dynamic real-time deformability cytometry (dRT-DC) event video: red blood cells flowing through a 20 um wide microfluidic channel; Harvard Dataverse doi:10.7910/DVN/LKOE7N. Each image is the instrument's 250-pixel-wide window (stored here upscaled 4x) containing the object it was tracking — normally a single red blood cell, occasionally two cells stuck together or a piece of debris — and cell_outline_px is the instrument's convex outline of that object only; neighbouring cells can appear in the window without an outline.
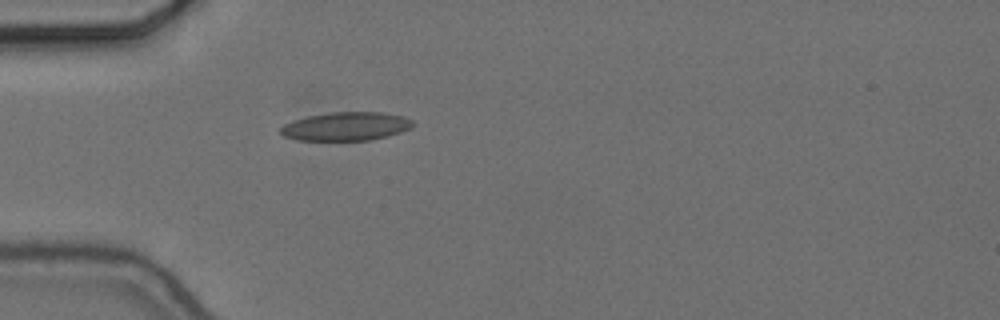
{"species": "common noctule bat (a hibernating species)", "species_latin": "Nyctalus noctula", "temperature_condition": "cold", "stored_images_in_passage": 15, "camera_frame_rate_fps": 3000, "um_per_image_px": 0.085, "animal": {"sex": "female", "body_mass_g": 24.6, "forearm_length_mm": 56.2}, "frame": {"image": 1, "passage_image": 1, "time_ms": 0.0, "image_size_px": [1000, 320], "cell_outline_px": [[416, 124], [412, 128], [388, 136], [368, 140], [296, 140], [284, 136], [280, 132], [280, 128], [284, 124], [308, 116], [332, 112], [384, 112], [404, 116], [412, 120]], "centroid_in_image_um": [29.46, 10.74], "position_along_channel_um": 55.5, "area_um2": 22.02}}
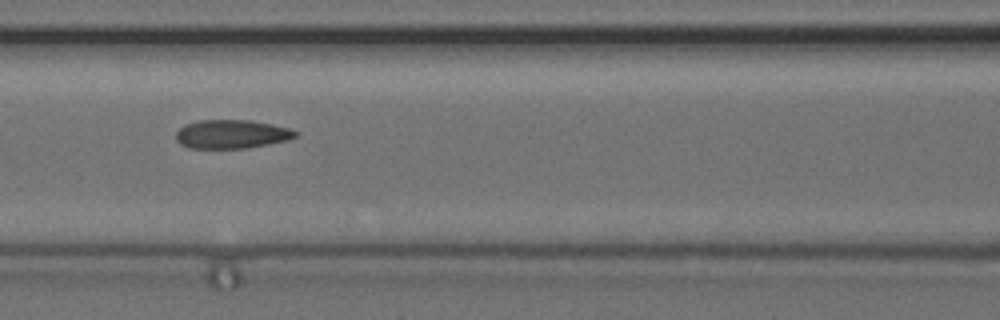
{"frame": {"image": 2, "passage_image": 9, "time_ms": 2.667, "image_size_px": [1000, 320], "cell_outline_px": [[300, 136], [288, 140], [268, 144], [244, 148], [188, 148], [180, 144], [176, 140], [176, 132], [184, 124], [200, 120], [252, 120], [292, 128], [300, 132]], "centroid_in_image_um": [19.74, 11.39], "position_along_channel_um": 146.9, "area_um2": 20.29}}
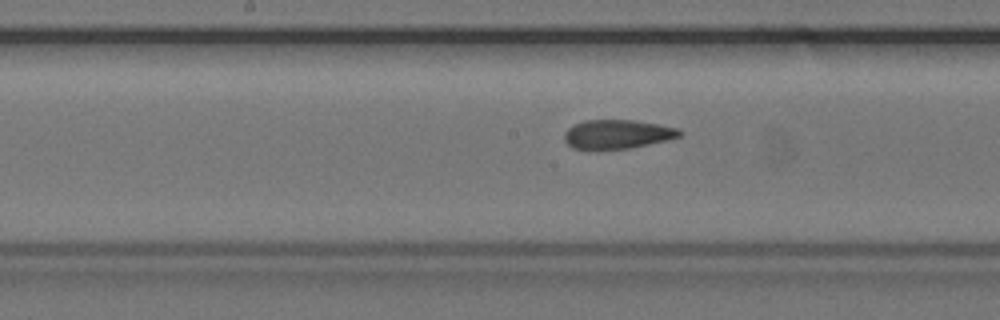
{"frame": {"image": 3, "passage_image": 13, "time_ms": 4.0, "image_size_px": [1000, 320], "cell_outline_px": [[684, 132], [680, 136], [668, 140], [632, 148], [572, 148], [564, 140], [564, 132], [572, 124], [584, 120], [632, 120], [680, 128]], "centroid_in_image_um": [52.49, 11.39], "position_along_channel_um": 195.7, "area_um2": 19.42}}